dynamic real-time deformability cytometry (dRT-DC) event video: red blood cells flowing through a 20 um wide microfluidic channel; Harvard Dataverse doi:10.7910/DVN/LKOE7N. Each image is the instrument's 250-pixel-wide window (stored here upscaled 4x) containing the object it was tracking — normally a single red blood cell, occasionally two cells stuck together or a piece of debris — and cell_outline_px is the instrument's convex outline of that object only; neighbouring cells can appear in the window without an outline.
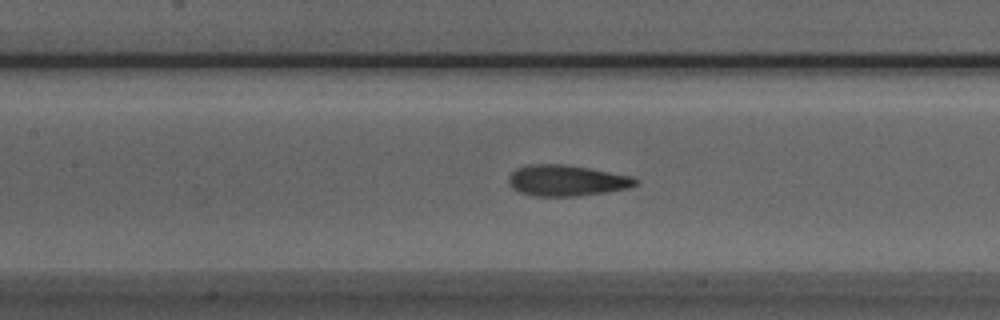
{"species": "Egyptian fruit bat (a non-hibernating species)", "species_latin": "Rousettus aegyptiacus", "temperature_condition": "room temperature", "stored_images_in_passage": 37, "camera_frame_rate_fps": 3000, "um_per_image_px": 0.085, "animal": {"sex": "male"}, "frame": {"image": 1, "passage_image": 14, "time_ms": 4.333, "image_size_px": [1000, 320], "cell_outline_px": [[640, 180], [636, 184], [628, 188], [604, 192], [576, 196], [536, 196], [520, 192], [512, 188], [508, 184], [508, 176], [516, 168], [528, 164], [560, 164], [588, 168], [632, 176]], "centroid_in_image_um": [48.13, 15.34], "position_along_channel_um": 159.3, "area_um2": 22.83}}
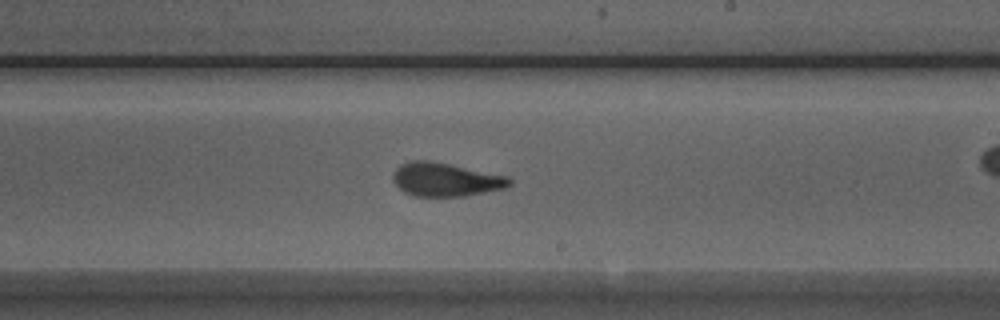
{"frame": {"image": 2, "passage_image": 21, "time_ms": 6.667, "image_size_px": [1000, 320], "cell_outline_px": [[512, 184], [504, 188], [464, 196], [412, 196], [404, 192], [392, 180], [392, 176], [396, 168], [400, 164], [412, 160], [428, 160], [508, 176], [512, 180]], "centroid_in_image_um": [37.85, 15.26], "position_along_channel_um": 251.2, "area_um2": 22.66}}
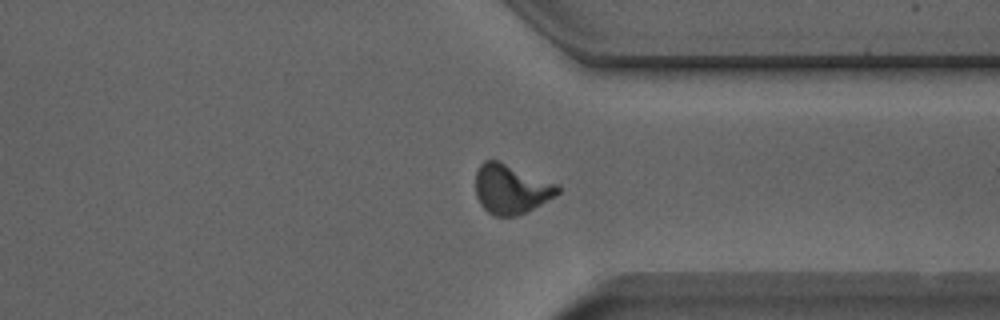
{"frame": {"image": 3, "passage_image": 30, "time_ms": 9.667, "image_size_px": [1000, 320], "cell_outline_px": [[560, 192], [556, 196], [516, 216], [492, 216], [480, 204], [476, 196], [476, 172], [480, 164], [484, 160], [500, 160], [556, 184], [560, 188]], "centroid_in_image_um": [43.41, 16.06], "position_along_channel_um": 368.0, "area_um2": 23.58}}